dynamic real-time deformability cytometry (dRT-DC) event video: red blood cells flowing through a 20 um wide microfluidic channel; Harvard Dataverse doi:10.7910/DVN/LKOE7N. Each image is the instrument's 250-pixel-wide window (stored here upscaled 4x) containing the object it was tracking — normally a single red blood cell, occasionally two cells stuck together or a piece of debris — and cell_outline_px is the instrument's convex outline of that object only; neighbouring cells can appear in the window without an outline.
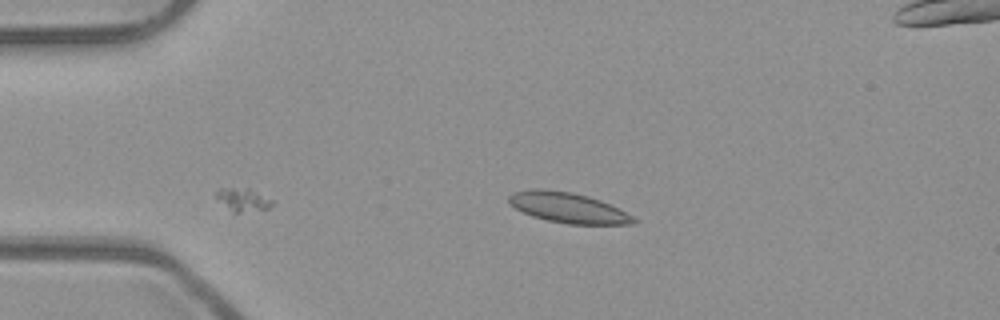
{"species": "common noctule bat (a hibernating species)", "species_latin": "Nyctalus noctula", "temperature_condition": "room temperature", "stored_images_in_passage": 11, "camera_frame_rate_fps": 3000, "um_per_image_px": 0.085, "animal": {"sex": "male", "body_mass_g": 23.1, "forearm_length_mm": 52.7}, "frame": {"image": 1, "passage_image": 11, "time_ms": 3.333, "image_size_px": [1000, 320], "cell_outline_px": [[636, 224], [568, 224], [548, 220], [532, 216], [508, 204], [508, 196], [512, 192], [532, 188], [544, 188], [572, 192], [588, 196], [600, 200], [632, 216], [636, 220]], "centroid_in_image_um": [48.22, 17.63], "position_along_channel_um": 36.8, "area_um2": 21.96}}